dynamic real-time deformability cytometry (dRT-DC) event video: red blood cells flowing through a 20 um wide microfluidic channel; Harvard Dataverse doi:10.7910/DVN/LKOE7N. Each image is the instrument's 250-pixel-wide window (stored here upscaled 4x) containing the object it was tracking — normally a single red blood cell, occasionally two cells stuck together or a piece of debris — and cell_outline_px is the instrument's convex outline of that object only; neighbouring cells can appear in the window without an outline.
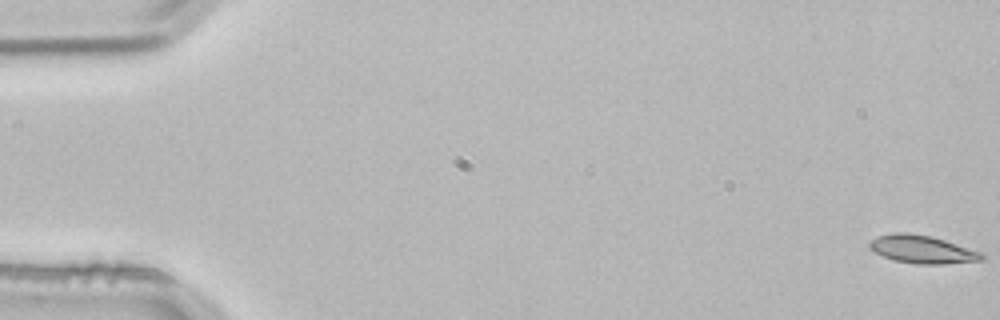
{"species": "common noctule bat (a hibernating species)", "species_latin": "Nyctalus noctula", "temperature_condition": "room temperature", "stored_images_in_passage": 5, "segment_of_instrument_passage": [2, 2], "camera_frame_rate_fps": 3000, "um_per_image_px": 0.085, "animal": {"sex": "male", "body_mass_g": 21.5, "forearm_length_mm": 52.0}, "frame": {"image": 1, "passage_image": 5, "time_ms": 1.333, "image_size_px": [1000, 320], "cell_outline_px": [[984, 260], [944, 264], [916, 264], [896, 260], [884, 256], [868, 248], [868, 244], [876, 236], [892, 232], [908, 232], [932, 236], [984, 252]], "centroid_in_image_um": [78.42, 21.18], "position_along_channel_um": 6.6, "area_um2": 18.5}}